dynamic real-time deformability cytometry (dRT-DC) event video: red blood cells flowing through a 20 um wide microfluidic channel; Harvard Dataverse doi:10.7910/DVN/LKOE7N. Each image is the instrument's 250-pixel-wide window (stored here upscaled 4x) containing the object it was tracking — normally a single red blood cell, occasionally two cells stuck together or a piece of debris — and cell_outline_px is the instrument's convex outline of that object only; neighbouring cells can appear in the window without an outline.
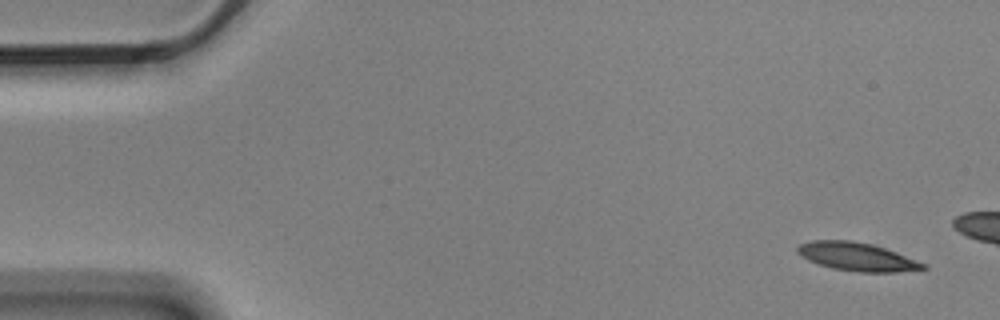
{"species": "Egyptian fruit bat (a non-hibernating species)", "species_latin": "Rousettus aegyptiacus", "temperature_condition": "cold", "stored_images_in_passage": 4, "camera_frame_rate_fps": 3000, "um_per_image_px": 0.085, "animal": {"sex": "male"}, "frame": {"image": 1, "passage_image": 1, "time_ms": 0.0, "image_size_px": [1000, 320], "cell_outline_px": [[928, 268], [896, 272], [860, 272], [832, 268], [808, 260], [800, 256], [796, 252], [796, 248], [800, 244], [812, 240], [848, 240], [872, 244], [896, 252], [928, 264]], "centroid_in_image_um": [72.84, 21.82], "position_along_channel_um": 12.2, "area_um2": 20.69}}